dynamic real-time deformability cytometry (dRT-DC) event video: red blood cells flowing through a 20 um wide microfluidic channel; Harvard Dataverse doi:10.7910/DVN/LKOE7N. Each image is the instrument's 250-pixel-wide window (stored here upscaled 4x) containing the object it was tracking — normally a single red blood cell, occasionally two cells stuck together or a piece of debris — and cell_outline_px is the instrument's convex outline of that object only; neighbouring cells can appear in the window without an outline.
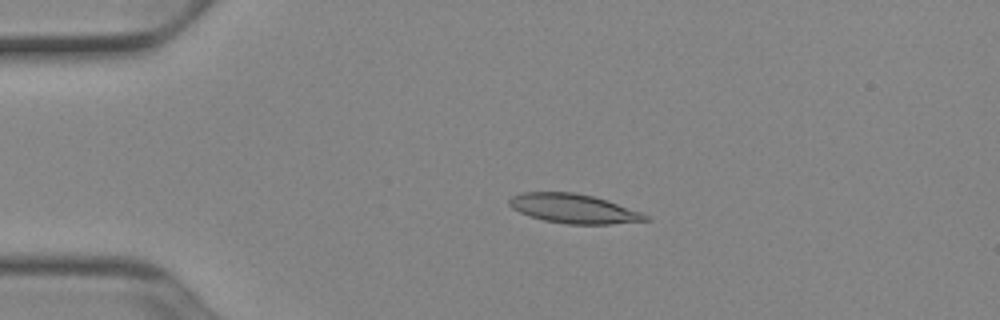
{"species": "Egyptian fruit bat (a non-hibernating species)", "species_latin": "Rousettus aegyptiacus", "temperature_condition": "cold", "stored_images_in_passage": 52, "camera_frame_rate_fps": 3000, "um_per_image_px": 0.085, "animal": {"sex": "female"}, "frame": {"image": 1, "passage_image": 12, "time_ms": 3.667, "image_size_px": [1000, 320], "cell_outline_px": [[652, 220], [612, 224], [568, 224], [544, 220], [520, 212], [512, 208], [508, 204], [508, 200], [512, 196], [520, 192], [576, 192], [592, 196], [640, 212], [648, 216]], "centroid_in_image_um": [48.73, 17.73], "position_along_channel_um": 36.3, "area_um2": 22.95}}
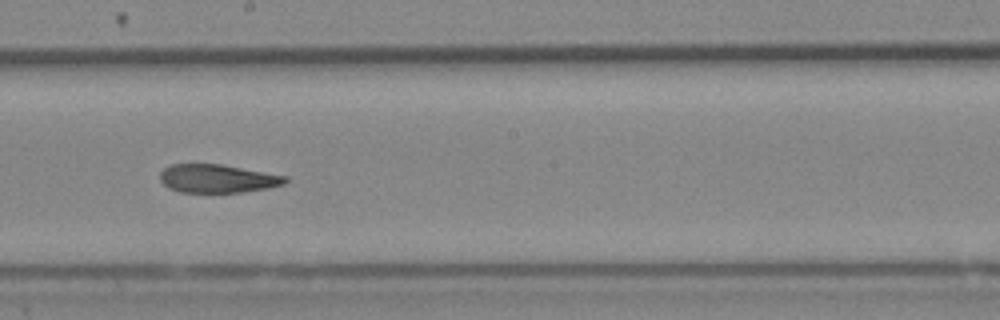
{"frame": {"image": 2, "passage_image": 30, "time_ms": 9.667, "image_size_px": [1000, 320], "cell_outline_px": [[288, 180], [284, 184], [268, 188], [240, 192], [180, 192], [168, 188], [160, 180], [160, 172], [164, 168], [172, 164], [220, 164], [288, 176]], "centroid_in_image_um": [18.48, 15.17], "position_along_channel_um": 229.7, "area_um2": 20.63}}
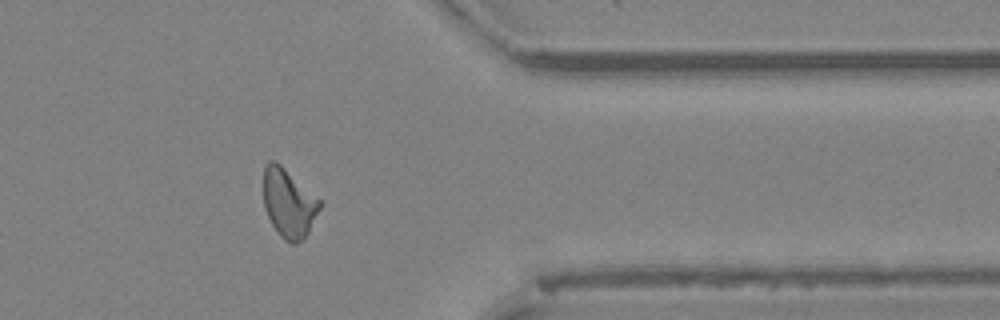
{"frame": {"image": 3, "passage_image": 43, "time_ms": 14.0, "image_size_px": [1000, 320], "cell_outline_px": [[324, 204], [308, 232], [296, 244], [292, 244], [284, 240], [280, 236], [272, 224], [264, 208], [264, 168], [268, 160], [272, 160], [280, 164], [320, 200]], "centroid_in_image_um": [24.55, 17.28], "position_along_channel_um": 386.9, "area_um2": 22.37}, "authors_computed_cell_mechanics": {"area_um2": 22.542, "velocity_mm_per_s": 3.9157, "shape_relaxation_time_tau1_ms": null, "shape_relaxation_time_tau2_ms": 5.3496, "deformation_change_tau1": null, "deformation_change_tau2": 0.1056}}